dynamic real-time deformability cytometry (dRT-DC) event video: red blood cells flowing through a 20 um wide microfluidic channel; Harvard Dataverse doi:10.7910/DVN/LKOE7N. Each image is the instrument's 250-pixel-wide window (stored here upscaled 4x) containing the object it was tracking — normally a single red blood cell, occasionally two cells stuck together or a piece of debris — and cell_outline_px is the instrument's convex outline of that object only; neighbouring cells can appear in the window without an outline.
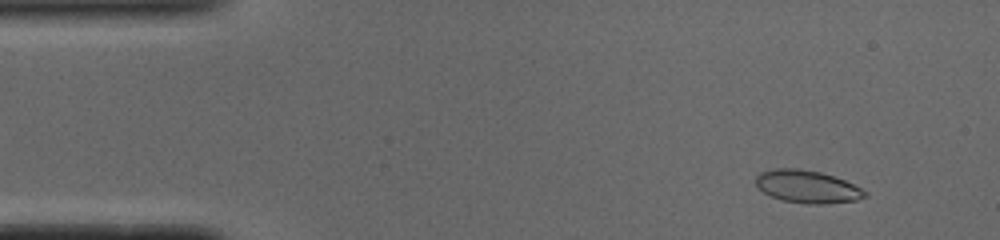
{"species": "common noctule bat (a hibernating species)", "species_latin": "Nyctalus noctula", "temperature_condition": "cold", "stored_images_in_passage": 48, "camera_frame_rate_fps": 3000, "um_per_image_px": 0.085, "animal": {"sex": "male", "body_mass_g": 19.0, "forearm_length_mm": 50.8}, "frame": {"image": 1, "passage_image": 2, "time_ms": 0.333, "image_size_px": [1000, 240], "cell_outline_px": [[868, 196], [856, 200], [824, 204], [808, 204], [784, 200], [772, 196], [764, 192], [756, 184], [756, 176], [760, 172], [772, 168], [800, 168], [820, 172], [844, 180], [868, 192]], "centroid_in_image_um": [68.62, 15.85], "position_along_channel_um": 16.4, "area_um2": 20.63}}
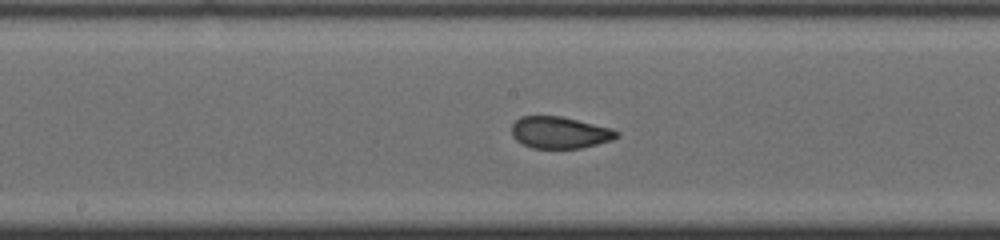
{"frame": {"image": 2, "passage_image": 23, "time_ms": 7.333, "image_size_px": [1000, 240], "cell_outline_px": [[620, 136], [612, 140], [580, 148], [532, 148], [516, 140], [512, 136], [512, 124], [520, 116], [560, 116], [612, 128], [620, 132]], "centroid_in_image_um": [47.59, 11.26], "position_along_channel_um": 200.6, "area_um2": 19.42}}
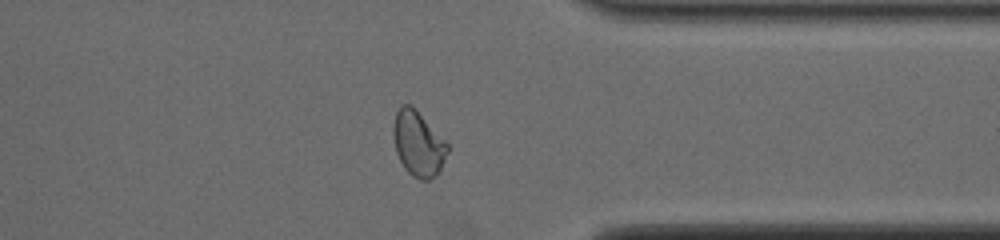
{"frame": {"image": 3, "passage_image": 37, "time_ms": 12.0, "image_size_px": [1000, 240], "cell_outline_px": [[448, 152], [436, 176], [428, 180], [420, 180], [412, 176], [404, 168], [396, 152], [392, 132], [392, 128], [396, 112], [400, 104], [412, 104], [448, 144]], "centroid_in_image_um": [35.52, 12.19], "position_along_channel_um": 375.9, "area_um2": 20.63}}